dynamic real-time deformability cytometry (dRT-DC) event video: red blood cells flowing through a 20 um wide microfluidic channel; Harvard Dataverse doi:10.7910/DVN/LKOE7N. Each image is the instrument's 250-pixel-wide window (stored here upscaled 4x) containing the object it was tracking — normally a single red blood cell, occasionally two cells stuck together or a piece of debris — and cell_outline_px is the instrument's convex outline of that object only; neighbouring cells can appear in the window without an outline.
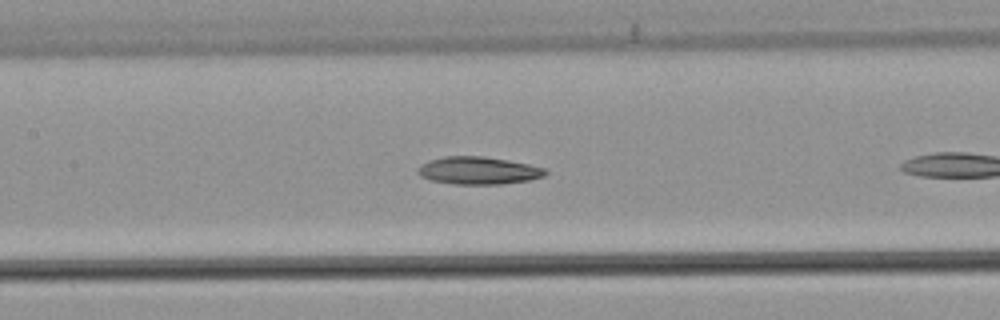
{"species": "common noctule bat (a hibernating species)", "species_latin": "Nyctalus noctula", "temperature_condition": "warm", "stored_images_in_passage": 11, "camera_frame_rate_fps": 3000, "um_per_image_px": 0.085, "animal": {"sex": "male", "body_mass_g": 21.5, "forearm_length_mm": 52.0}, "frame": {"image": 1, "passage_image": 10, "time_ms": 3.0, "image_size_px": [1000, 320], "cell_outline_px": [[548, 172], [544, 176], [528, 180], [500, 184], [452, 184], [432, 180], [420, 176], [416, 172], [420, 164], [428, 160], [444, 156], [484, 156], [508, 160], [548, 168]], "centroid_in_image_um": [40.65, 14.49], "position_along_channel_um": 166.7, "area_um2": 20.63}}